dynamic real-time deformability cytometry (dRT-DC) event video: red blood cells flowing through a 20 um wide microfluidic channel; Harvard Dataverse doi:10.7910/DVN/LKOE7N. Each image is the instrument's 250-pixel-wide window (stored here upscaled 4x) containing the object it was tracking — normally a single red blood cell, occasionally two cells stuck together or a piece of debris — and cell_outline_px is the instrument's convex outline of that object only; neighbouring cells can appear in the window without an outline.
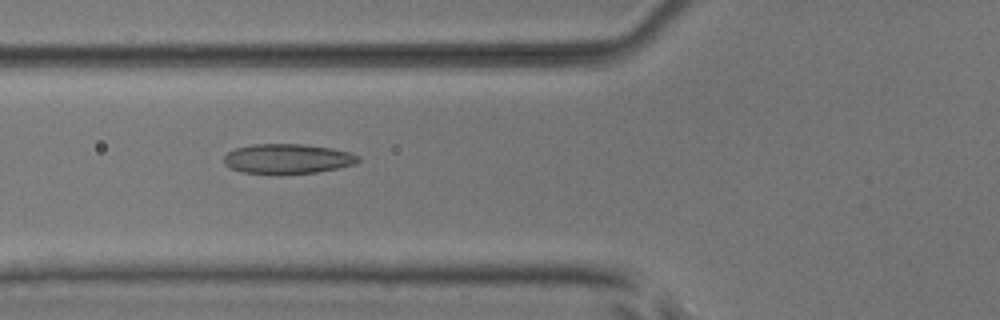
{"species": "common noctule bat (a hibernating species)", "species_latin": "Nyctalus noctula", "temperature_condition": "room temperature", "stored_images_in_passage": 44, "camera_frame_rate_fps": 3000, "um_per_image_px": 0.085, "animal": {"sex": "male", "body_mass_g": 17.9, "forearm_length_mm": 54.2}, "frame": {"image": 1, "passage_image": 12, "time_ms": 3.667, "image_size_px": [1000, 320], "cell_outline_px": [[360, 160], [356, 164], [316, 172], [280, 176], [276, 176], [244, 172], [232, 168], [224, 164], [224, 156], [228, 152], [236, 148], [252, 144], [304, 144], [332, 148], [352, 152], [360, 156]], "centroid_in_image_um": [24.46, 13.52], "position_along_channel_um": 101.3, "area_um2": 23.93}}
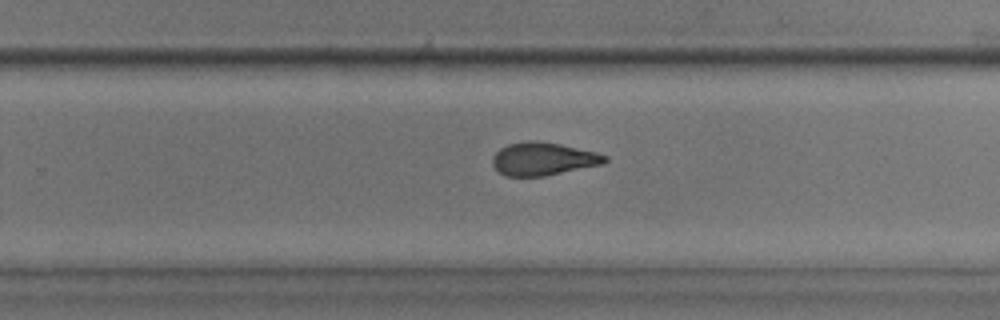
{"frame": {"image": 2, "passage_image": 26, "time_ms": 8.333, "image_size_px": [1000, 320], "cell_outline_px": [[608, 160], [604, 164], [544, 176], [504, 176], [492, 164], [492, 156], [500, 148], [508, 144], [528, 140], [536, 140], [560, 144], [596, 152], [608, 156]], "centroid_in_image_um": [46.17, 13.5], "position_along_channel_um": 283.6, "area_um2": 21.68}}
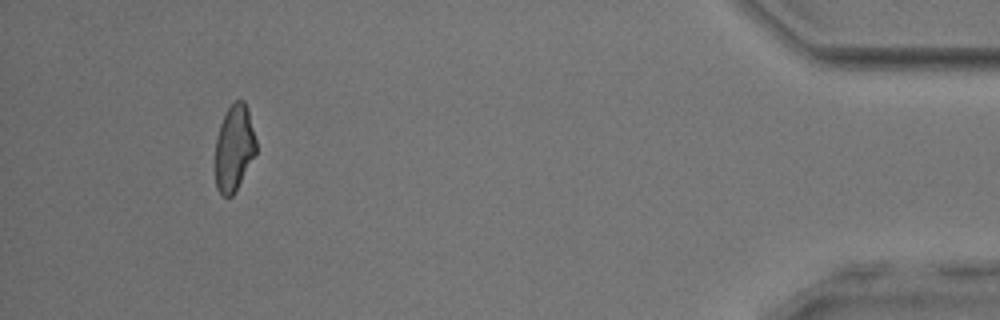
{"frame": {"image": 3, "passage_image": 41, "time_ms": 13.333, "image_size_px": [1000, 320], "cell_outline_px": [[256, 152], [236, 192], [232, 196], [224, 196], [216, 188], [216, 136], [220, 124], [228, 108], [236, 100], [244, 100], [248, 108], [256, 140]], "centroid_in_image_um": [19.91, 12.58], "position_along_channel_um": 415.3, "area_um2": 20.46}, "authors_computed_cell_mechanics": {"area_um2": 22.1085, "velocity_mm_per_s": 3.9155, "shape_relaxation_time_tau1_ms": null, "shape_relaxation_time_tau2_ms": 1.8846, "deformation_change_tau1": null, "deformation_change_tau2": 0.0893}}